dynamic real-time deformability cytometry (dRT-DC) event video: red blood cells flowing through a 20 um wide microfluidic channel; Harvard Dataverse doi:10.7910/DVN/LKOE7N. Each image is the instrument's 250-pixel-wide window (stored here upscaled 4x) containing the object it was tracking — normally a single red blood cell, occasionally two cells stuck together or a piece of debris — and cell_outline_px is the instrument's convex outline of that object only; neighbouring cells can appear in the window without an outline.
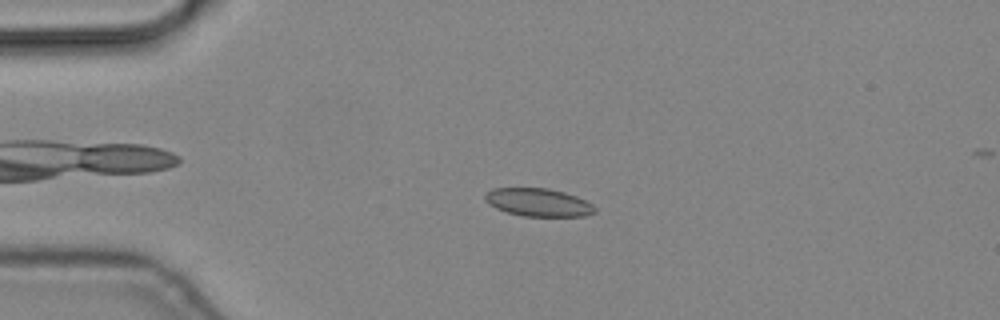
{"species": "common noctule bat (a hibernating species)", "species_latin": "Nyctalus noctula", "temperature_condition": "cold", "stored_images_in_passage": 7, "camera_frame_rate_fps": 3000, "um_per_image_px": 0.085, "animal": {"sex": "male", "body_mass_g": 19.2, "forearm_length_mm": 51.8}, "frame": {"image": 1, "passage_image": 3, "time_ms": 0.667, "image_size_px": [1000, 320], "cell_outline_px": [[596, 212], [584, 216], [524, 216], [508, 212], [496, 208], [488, 204], [484, 200], [484, 196], [492, 188], [548, 188], [564, 192], [576, 196], [592, 204], [596, 208]], "centroid_in_image_um": [45.75, 17.2], "position_along_channel_um": 39.2, "area_um2": 17.86}}
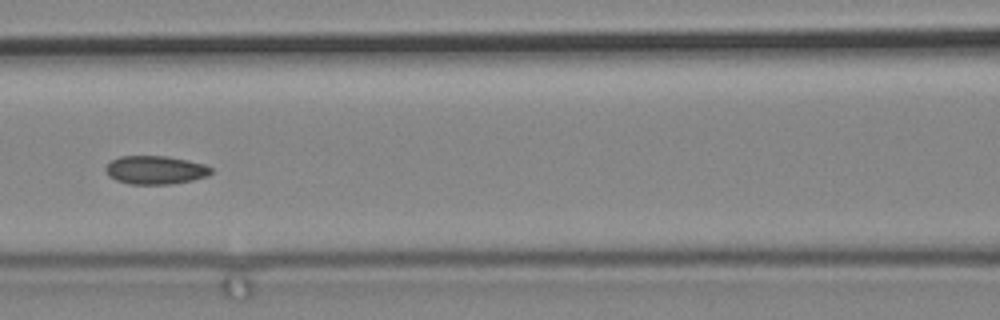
{"frame": {"image": 2, "passage_image": 6, "time_ms": 1.667, "image_size_px": [1000, 320], "cell_outline_px": [[212, 172], [208, 176], [192, 180], [168, 184], [128, 184], [116, 180], [108, 176], [104, 168], [112, 160], [120, 156], [168, 156], [188, 160], [204, 164], [212, 168]], "centroid_in_image_um": [13.2, 14.45], "position_along_channel_um": 153.4, "area_um2": 17.51}}
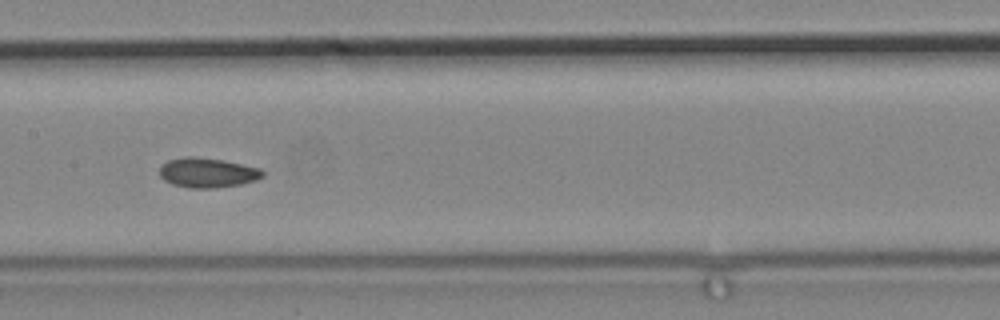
{"frame": {"image": 3, "passage_image": 7, "time_ms": 2.0, "image_size_px": [1000, 320], "cell_outline_px": [[264, 176], [256, 180], [240, 184], [212, 188], [188, 188], [172, 184], [164, 180], [160, 176], [160, 164], [168, 160], [184, 156], [192, 156], [224, 160], [260, 168], [264, 172]], "centroid_in_image_um": [17.61, 14.67], "position_along_channel_um": 189.8, "area_um2": 17.98}}